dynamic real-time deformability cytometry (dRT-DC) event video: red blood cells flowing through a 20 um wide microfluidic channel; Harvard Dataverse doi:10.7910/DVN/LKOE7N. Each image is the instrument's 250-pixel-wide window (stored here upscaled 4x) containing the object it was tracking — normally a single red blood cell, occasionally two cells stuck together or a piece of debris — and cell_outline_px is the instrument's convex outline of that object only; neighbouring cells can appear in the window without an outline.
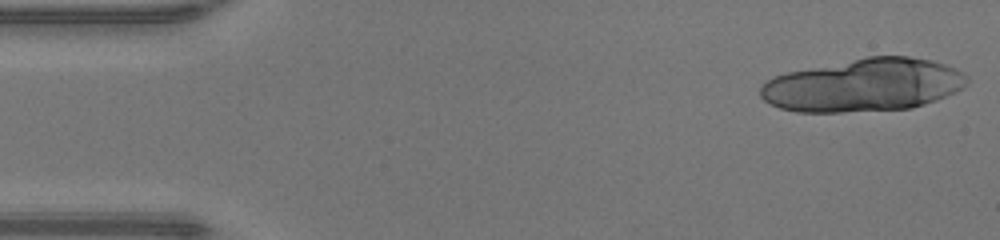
{"species": "human", "species_latin": "Homo sapiens", "temperature_condition": "warm", "stored_images_in_passage": 16, "camera_frame_rate_fps": 3000, "um_per_image_px": 0.085, "donor": {"sex": "male"}, "frame": {"image": 1, "passage_image": 1, "time_ms": 0.0, "image_size_px": [1000, 240], "cell_outline_px": [[968, 80], [956, 92], [936, 100], [912, 108], [840, 112], [796, 112], [780, 108], [764, 100], [760, 96], [760, 88], [768, 80], [776, 76], [788, 72], [868, 56], [908, 56], [932, 60], [944, 64], [968, 76]], "centroid_in_image_um": [73.4, 7.24], "position_along_channel_um": 11.6, "area_um2": 63.23}}